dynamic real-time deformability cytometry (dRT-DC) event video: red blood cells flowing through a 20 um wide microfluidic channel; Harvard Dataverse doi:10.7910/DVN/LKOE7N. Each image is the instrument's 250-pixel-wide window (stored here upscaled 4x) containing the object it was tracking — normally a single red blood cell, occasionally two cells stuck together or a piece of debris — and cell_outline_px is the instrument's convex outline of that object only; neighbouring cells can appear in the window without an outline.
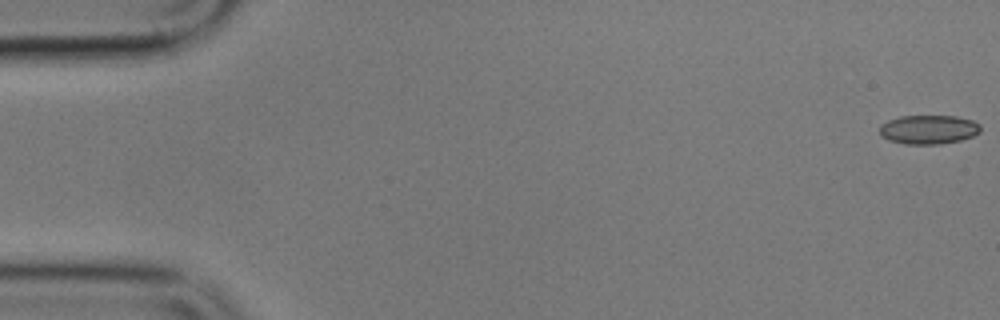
{"species": "common noctule bat (a hibernating species)", "species_latin": "Nyctalus noctula", "temperature_condition": "cold", "stored_images_in_passage": 2, "camera_frame_rate_fps": 3000, "um_per_image_px": 0.085, "animal": {"sex": "male", "body_mass_g": 17.9}, "frame": {"image": 1, "passage_image": 1, "time_ms": 0.0, "image_size_px": [1000, 320], "cell_outline_px": [[980, 132], [972, 136], [960, 140], [940, 144], [904, 144], [888, 140], [880, 136], [880, 124], [888, 120], [900, 116], [956, 116], [972, 120], [980, 124]], "centroid_in_image_um": [78.9, 11.01], "position_along_channel_um": 6.1, "area_um2": 17.17}}